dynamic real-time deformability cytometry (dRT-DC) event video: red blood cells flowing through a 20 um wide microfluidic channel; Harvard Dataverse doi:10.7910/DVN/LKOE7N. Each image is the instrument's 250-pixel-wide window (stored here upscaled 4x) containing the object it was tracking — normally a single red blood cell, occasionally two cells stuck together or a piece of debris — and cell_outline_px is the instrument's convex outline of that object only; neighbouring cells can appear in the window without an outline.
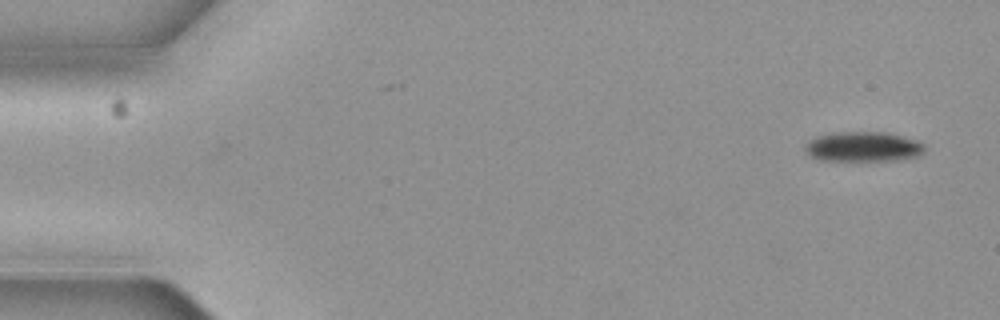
{"species": "common noctule bat (a hibernating species)", "species_latin": "Nyctalus noctula", "temperature_condition": "cold", "stored_images_in_passage": 5, "camera_frame_rate_fps": 3000, "um_per_image_px": 0.085, "animal": {"sex": "female", "body_mass_g": 19.3, "forearm_length_mm": 54.1}, "frame": {"image": 1, "passage_image": 1, "time_ms": 0.0, "image_size_px": [1000, 320], "cell_outline_px": [[924, 152], [920, 156], [900, 160], [816, 160], [808, 156], [804, 148], [808, 140], [816, 136], [836, 132], [884, 132], [916, 140], [924, 144]], "centroid_in_image_um": [73.34, 12.48], "position_along_channel_um": 11.7, "area_um2": 20.98}}
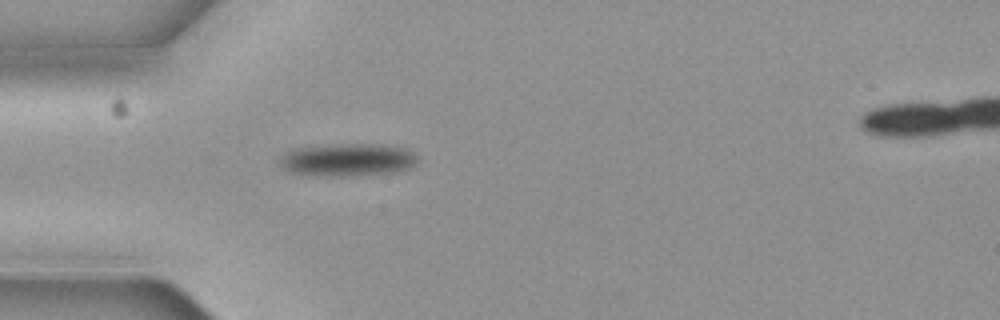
{"frame": {"image": 2, "passage_image": 5, "time_ms": 1.333, "image_size_px": [1000, 320], "cell_outline_px": [[420, 156], [416, 164], [412, 168], [396, 172], [344, 176], [324, 176], [288, 172], [280, 164], [280, 160], [288, 152], [300, 148], [348, 144], [372, 144], [408, 148]], "centroid_in_image_um": [29.68, 13.6], "position_along_channel_um": 55.3, "area_um2": 26.07}}